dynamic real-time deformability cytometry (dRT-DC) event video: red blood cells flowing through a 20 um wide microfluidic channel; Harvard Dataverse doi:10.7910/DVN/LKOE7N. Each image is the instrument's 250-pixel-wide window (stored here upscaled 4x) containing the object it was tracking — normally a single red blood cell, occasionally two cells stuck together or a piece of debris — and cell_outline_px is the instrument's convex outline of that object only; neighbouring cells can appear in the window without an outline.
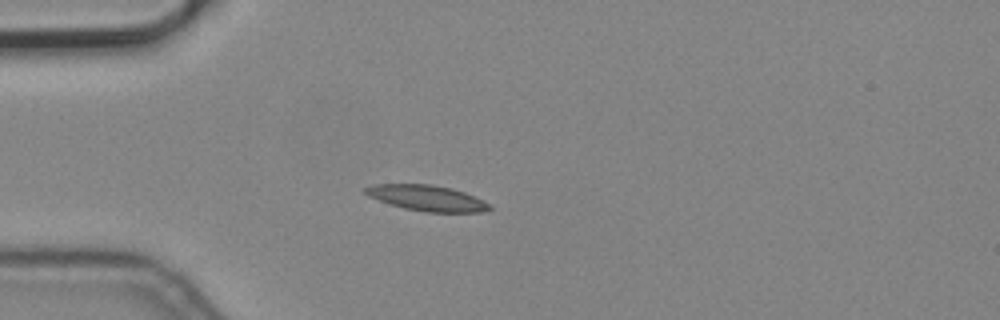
{"species": "common noctule bat (a hibernating species)", "species_latin": "Nyctalus noctula", "temperature_condition": "cold", "stored_images_in_passage": 3, "camera_frame_rate_fps": 3000, "um_per_image_px": 0.085, "animal": {"sex": "male", "body_mass_g": 19.2, "forearm_length_mm": 51.8}, "frame": {"image": 1, "passage_image": 2, "time_ms": 0.333, "image_size_px": [1000, 320], "cell_outline_px": [[492, 208], [484, 212], [424, 212], [404, 208], [388, 204], [368, 196], [364, 192], [364, 188], [372, 184], [432, 184], [452, 188], [476, 196], [488, 204]], "centroid_in_image_um": [36.27, 16.83], "position_along_channel_um": 48.7, "area_um2": 18.73}}